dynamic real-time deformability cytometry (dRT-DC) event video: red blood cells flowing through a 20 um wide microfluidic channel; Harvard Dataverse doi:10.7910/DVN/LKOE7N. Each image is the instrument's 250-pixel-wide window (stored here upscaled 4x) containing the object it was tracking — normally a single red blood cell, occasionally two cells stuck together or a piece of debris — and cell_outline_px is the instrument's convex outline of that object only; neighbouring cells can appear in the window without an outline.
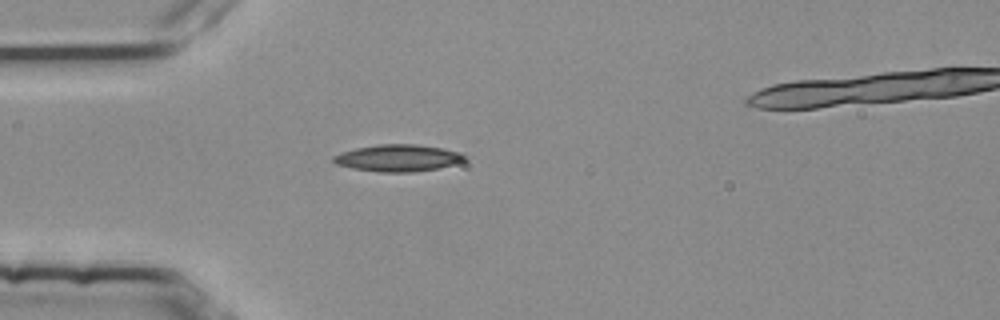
{"species": "common noctule bat (a hibernating species)", "species_latin": "Nyctalus noctula", "temperature_condition": "room temperature", "stored_images_in_passage": 2, "camera_frame_rate_fps": 3000, "um_per_image_px": 0.085, "animal": {"sex": "female", "body_mass_g": 25.1}, "frame": {"image": 1, "passage_image": 1, "time_ms": 0.0, "image_size_px": [1000, 320], "cell_outline_px": [[468, 160], [440, 168], [412, 172], [380, 172], [352, 168], [336, 164], [332, 160], [332, 156], [340, 152], [356, 148], [380, 144], [416, 144], [464, 152], [468, 156]], "centroid_in_image_um": [33.88, 13.43], "position_along_channel_um": 51.1, "area_um2": 20.81}}